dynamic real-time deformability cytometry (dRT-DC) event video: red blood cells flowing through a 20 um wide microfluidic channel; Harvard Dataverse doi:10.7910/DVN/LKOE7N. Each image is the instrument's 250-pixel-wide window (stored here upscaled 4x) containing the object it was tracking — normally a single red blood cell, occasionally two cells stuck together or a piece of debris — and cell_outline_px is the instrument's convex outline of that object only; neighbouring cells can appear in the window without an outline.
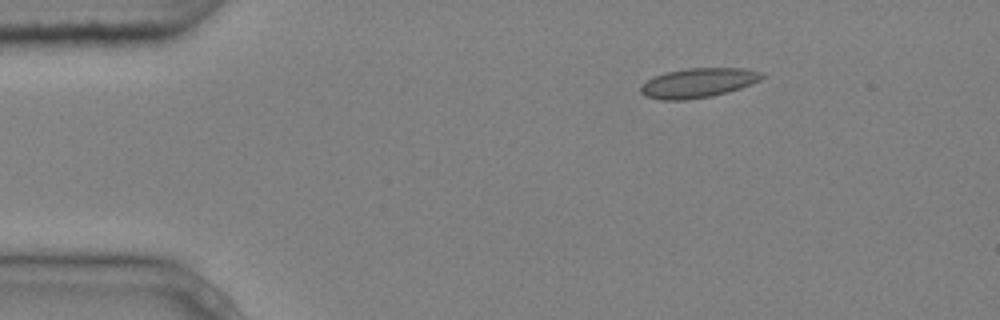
{"species": "common noctule bat (a hibernating species)", "species_latin": "Nyctalus noctula", "temperature_condition": "cold", "stored_images_in_passage": 2, "camera_frame_rate_fps": 3000, "um_per_image_px": 0.085, "animal": {"sex": "male", "body_mass_g": 20.4}, "frame": {"image": 1, "passage_image": 1, "time_ms": 0.0, "image_size_px": [1000, 320], "cell_outline_px": [[764, 76], [760, 80], [752, 84], [728, 92], [712, 96], [684, 100], [660, 100], [644, 96], [640, 92], [640, 88], [648, 80], [664, 72], [688, 68], [744, 68], [760, 72]], "centroid_in_image_um": [59.34, 7.05], "position_along_channel_um": 25.7, "area_um2": 20.81}}